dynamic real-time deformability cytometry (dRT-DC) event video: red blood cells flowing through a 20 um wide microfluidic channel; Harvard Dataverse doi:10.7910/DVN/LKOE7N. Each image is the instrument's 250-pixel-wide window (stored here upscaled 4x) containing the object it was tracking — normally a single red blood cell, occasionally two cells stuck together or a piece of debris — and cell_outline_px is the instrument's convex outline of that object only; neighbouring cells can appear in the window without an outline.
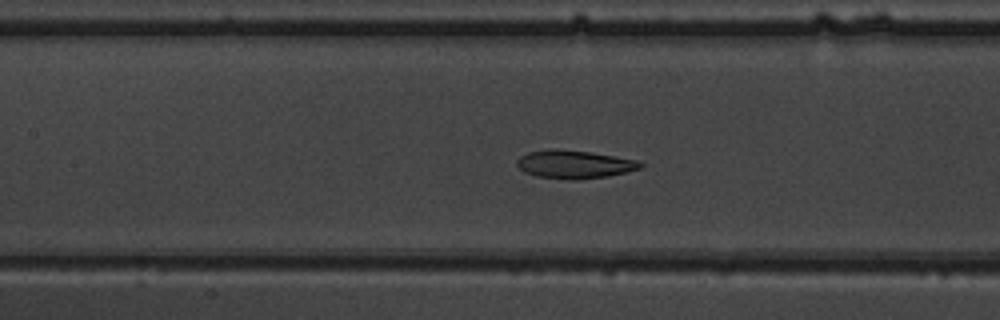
{"species": "common noctule bat (a hibernating species)", "species_latin": "Nyctalus noctula", "temperature_condition": "warm", "stored_images_in_passage": 53, "camera_frame_rate_fps": 3000, "um_per_image_px": 0.085, "animal": {"sex": "male", "body_mass_g": 19.5, "forearm_length_mm": 54.6}, "frame": {"image": 1, "passage_image": 25, "time_ms": 8.0, "image_size_px": [1000, 320], "cell_outline_px": [[644, 164], [640, 168], [608, 176], [568, 180], [536, 176], [524, 172], [516, 164], [516, 160], [520, 156], [528, 152], [552, 148], [588, 152], [636, 160]], "centroid_in_image_um": [48.75, 13.97], "position_along_channel_um": 158.7, "area_um2": 20.0}}
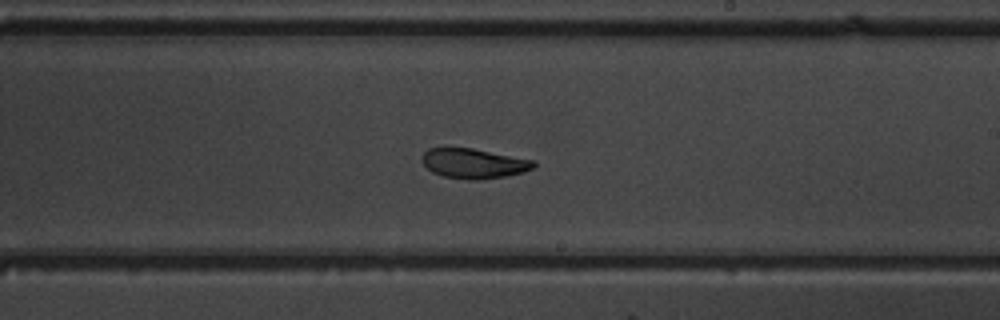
{"frame": {"image": 2, "passage_image": 32, "time_ms": 10.333, "image_size_px": [1000, 320], "cell_outline_px": [[536, 164], [532, 168], [524, 172], [504, 176], [476, 180], [468, 180], [444, 176], [432, 172], [420, 160], [420, 156], [428, 148], [472, 148], [536, 160]], "centroid_in_image_um": [40.26, 13.88], "position_along_channel_um": 248.7, "area_um2": 19.48}}
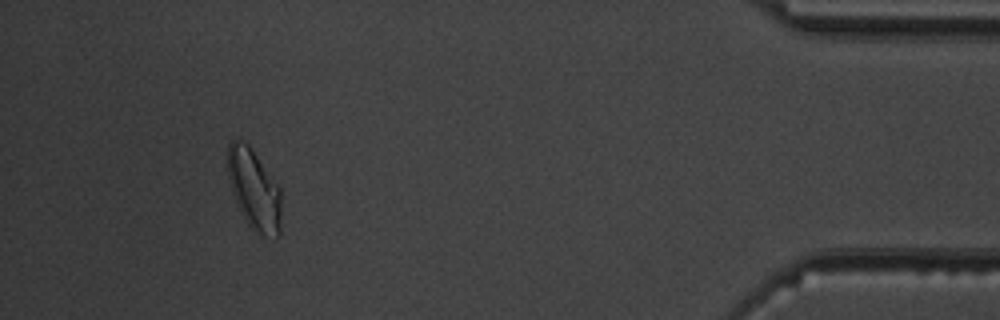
{"frame": {"image": 3, "passage_image": 49, "time_ms": 16.0, "image_size_px": [1000, 320], "cell_outline_px": [[280, 236], [276, 240], [264, 236], [252, 228], [248, 224], [236, 200], [228, 176], [228, 144], [232, 140], [240, 140], [248, 144], [280, 188]], "centroid_in_image_um": [21.62, 16.14], "position_along_channel_um": 413.6, "area_um2": 24.62}, "authors_computed_cell_mechanics": {"area_um2": 21.6172, "velocity_mm_per_s": 3.8815, "shape_relaxation_time_tau1_ms": 4.8753, "shape_relaxation_time_tau2_ms": 2.0036, "deformation_change_tau1": 0.1121, "deformation_change_tau2": 0.0724}}